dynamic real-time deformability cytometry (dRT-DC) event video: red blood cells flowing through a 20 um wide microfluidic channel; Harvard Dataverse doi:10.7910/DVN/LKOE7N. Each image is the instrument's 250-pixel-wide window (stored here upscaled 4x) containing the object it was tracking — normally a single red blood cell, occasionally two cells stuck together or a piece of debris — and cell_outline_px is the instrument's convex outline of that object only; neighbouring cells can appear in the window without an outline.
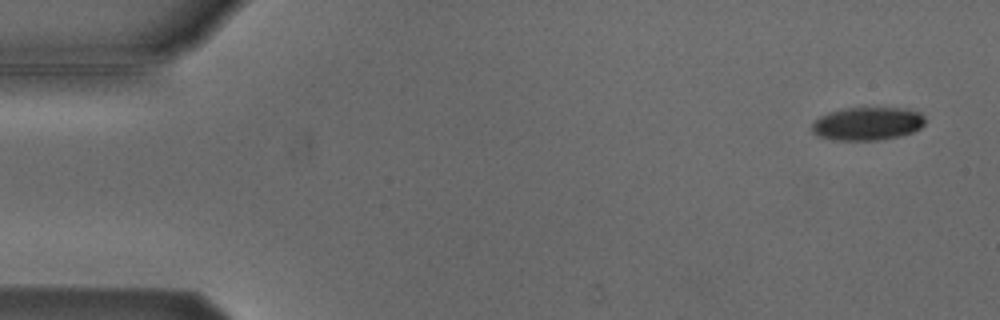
{"species": "Egyptian fruit bat (a non-hibernating species)", "species_latin": "Rousettus aegyptiacus", "temperature_condition": "cold", "stored_images_in_passage": 5, "camera_frame_rate_fps": 3000, "um_per_image_px": 0.085, "animal": {"sex": "male"}, "frame": {"image": 1, "passage_image": 1, "time_ms": 0.0, "image_size_px": [1000, 320], "cell_outline_px": [[924, 124], [920, 128], [912, 132], [896, 136], [876, 140], [836, 140], [816, 136], [812, 132], [812, 124], [820, 116], [828, 112], [848, 108], [904, 108], [920, 112], [924, 116]], "centroid_in_image_um": [73.71, 10.51], "position_along_channel_um": 11.3, "area_um2": 21.73}}